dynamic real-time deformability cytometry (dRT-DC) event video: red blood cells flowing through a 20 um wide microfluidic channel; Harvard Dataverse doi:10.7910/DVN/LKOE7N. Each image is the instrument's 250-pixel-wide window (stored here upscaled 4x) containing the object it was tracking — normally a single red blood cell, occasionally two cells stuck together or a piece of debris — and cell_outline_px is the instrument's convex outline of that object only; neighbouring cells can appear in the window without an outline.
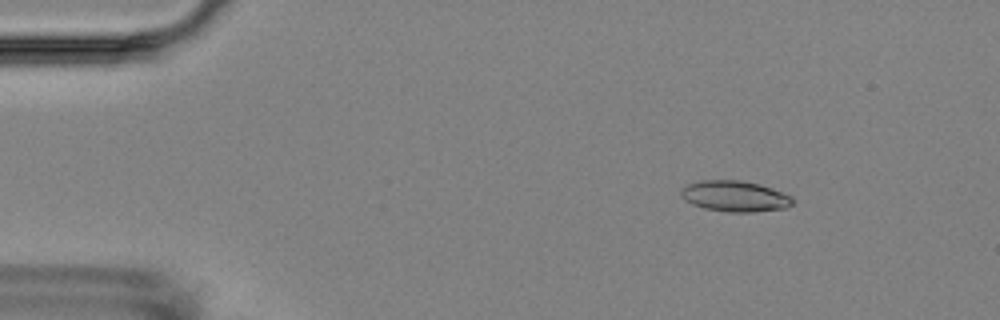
{"species": "Egyptian fruit bat (a non-hibernating species)", "species_latin": "Rousettus aegyptiacus", "temperature_condition": "room temperature", "stored_images_in_passage": 5, "camera_frame_rate_fps": 3000, "um_per_image_px": 0.085, "animal": {"sex": "female"}, "frame": {"image": 1, "passage_image": 3, "time_ms": 2.333, "image_size_px": [1000, 320], "cell_outline_px": [[796, 200], [792, 204], [784, 208], [752, 212], [728, 212], [704, 208], [692, 204], [684, 200], [680, 196], [680, 192], [688, 184], [700, 180], [740, 180], [760, 184], [772, 188], [792, 196]], "centroid_in_image_um": [62.47, 16.67], "position_along_channel_um": 22.5, "area_um2": 20.17}}